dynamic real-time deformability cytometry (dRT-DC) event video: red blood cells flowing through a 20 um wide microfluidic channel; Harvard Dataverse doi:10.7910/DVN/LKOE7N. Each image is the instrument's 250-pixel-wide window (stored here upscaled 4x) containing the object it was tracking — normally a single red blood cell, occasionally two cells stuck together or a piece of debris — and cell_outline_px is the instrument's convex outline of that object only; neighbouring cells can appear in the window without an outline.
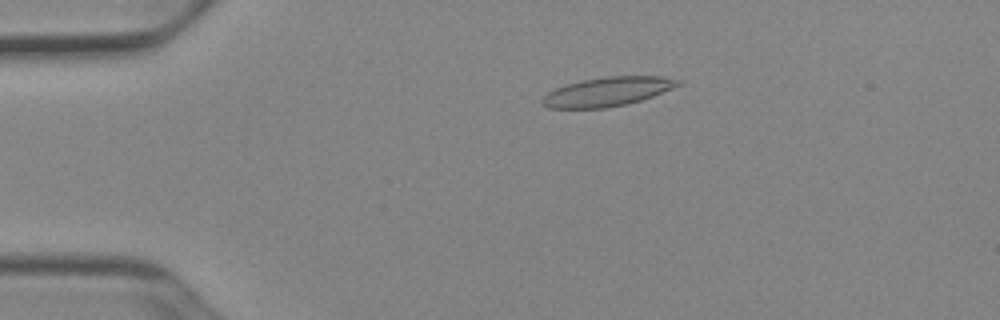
{"species": "Egyptian fruit bat (a non-hibernating species)", "species_latin": "Rousettus aegyptiacus", "temperature_condition": "cold", "stored_images_in_passage": 52, "camera_frame_rate_fps": 3000, "um_per_image_px": 0.085, "animal": {"sex": "female"}, "frame": {"image": 1, "passage_image": 11, "time_ms": 3.333, "image_size_px": [1000, 320], "cell_outline_px": [[684, 80], [680, 84], [672, 88], [652, 96], [628, 104], [608, 108], [548, 108], [540, 100], [548, 92], [556, 88], [580, 80], [604, 76], [664, 76]], "centroid_in_image_um": [51.65, 7.78], "position_along_channel_um": 33.3, "area_um2": 23.06}}
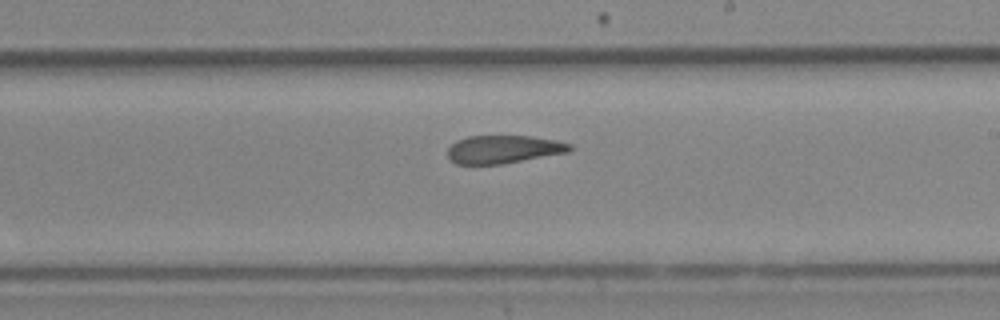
{"frame": {"image": 2, "passage_image": 31, "time_ms": 10.0, "image_size_px": [1000, 320], "cell_outline_px": [[572, 148], [568, 152], [504, 164], [456, 164], [448, 160], [448, 148], [456, 140], [468, 136], [532, 136], [556, 140], [572, 144]], "centroid_in_image_um": [42.78, 12.69], "position_along_channel_um": 246.2, "area_um2": 20.11}}
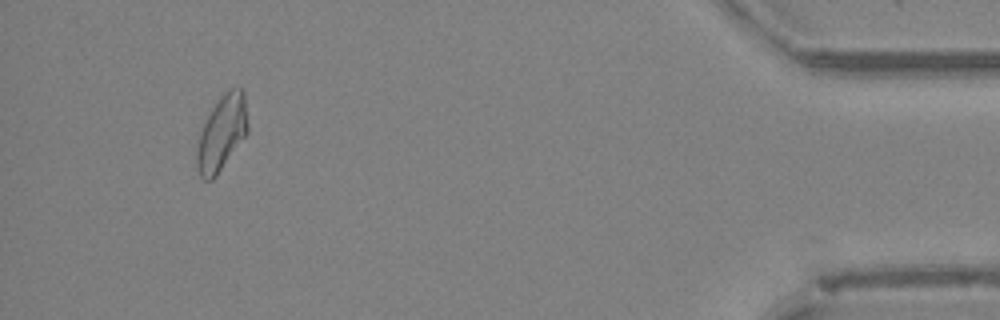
{"frame": {"image": 3, "passage_image": 49, "time_ms": 16.0, "image_size_px": [1000, 320], "cell_outline_px": [[248, 132], [216, 176], [212, 180], [204, 180], [200, 176], [196, 168], [196, 152], [200, 132], [212, 108], [220, 96], [228, 88], [240, 88], [244, 92], [248, 124]], "centroid_in_image_um": [18.85, 11.31], "position_along_channel_um": 416.4, "area_um2": 22.2}, "authors_computed_cell_mechanics": {"area_um2": 22.1663, "velocity_mm_per_s": 3.9143, "shape_relaxation_time_tau1_ms": null, "shape_relaxation_time_tau2_ms": 3.2158, "deformation_change_tau1": null, "deformation_change_tau2": 0.1189}}